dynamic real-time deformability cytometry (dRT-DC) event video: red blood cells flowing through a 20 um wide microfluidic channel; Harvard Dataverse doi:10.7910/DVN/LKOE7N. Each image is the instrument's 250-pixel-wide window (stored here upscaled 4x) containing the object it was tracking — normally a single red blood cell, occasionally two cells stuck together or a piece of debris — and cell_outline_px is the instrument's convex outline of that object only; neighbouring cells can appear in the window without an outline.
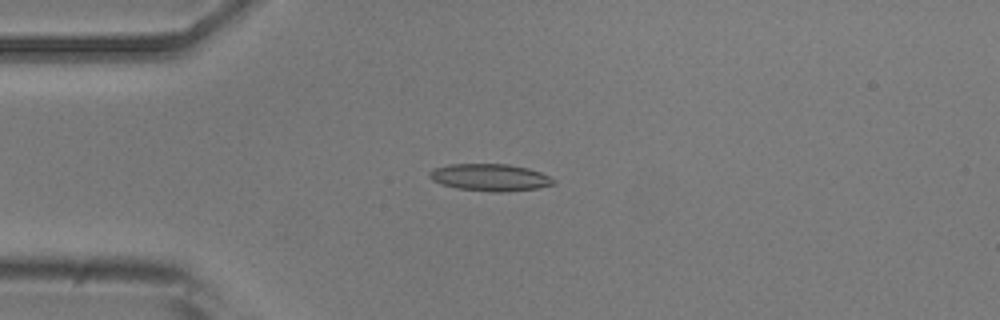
{"species": "common noctule bat (a hibernating species)", "species_latin": "Nyctalus noctula", "temperature_condition": "room temperature", "stored_images_in_passage": 5, "camera_frame_rate_fps": 3000, "um_per_image_px": 0.085, "animal": {"sex": "male", "body_mass_g": 20.5, "forearm_length_mm": 52.5}, "frame": {"image": 1, "passage_image": 4, "time_ms": 3.333, "image_size_px": [1000, 320], "cell_outline_px": [[556, 184], [536, 188], [504, 192], [492, 192], [456, 188], [440, 184], [432, 180], [428, 176], [428, 172], [432, 168], [448, 164], [508, 164], [528, 168], [540, 172], [556, 180]], "centroid_in_image_um": [41.61, 15.08], "position_along_channel_um": 43.4, "area_um2": 19.77}}